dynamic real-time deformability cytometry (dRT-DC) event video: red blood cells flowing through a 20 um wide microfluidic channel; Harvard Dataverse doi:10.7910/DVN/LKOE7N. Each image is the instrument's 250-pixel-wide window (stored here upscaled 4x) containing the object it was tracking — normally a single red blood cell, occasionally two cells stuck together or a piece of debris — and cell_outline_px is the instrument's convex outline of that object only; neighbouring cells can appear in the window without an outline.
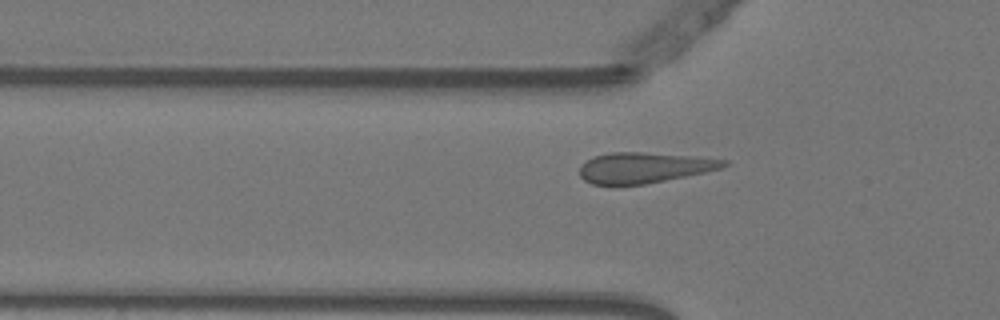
{"species": "Egyptian fruit bat (a non-hibernating species)", "species_latin": "Rousettus aegyptiacus", "temperature_condition": "warm", "stored_images_in_passage": 30, "camera_frame_rate_fps": 3000, "um_per_image_px": 0.085, "animal": {"sex": "female"}, "frame": {"image": 1, "passage_image": 17, "time_ms": 5.333, "image_size_px": [1000, 320], "cell_outline_px": [[728, 164], [724, 168], [644, 184], [616, 188], [592, 184], [584, 180], [580, 176], [580, 164], [592, 156], [612, 152], [640, 152], [688, 156], [728, 160]], "centroid_in_image_um": [54.64, 14.28], "position_along_channel_um": 71.2, "area_um2": 26.13}}
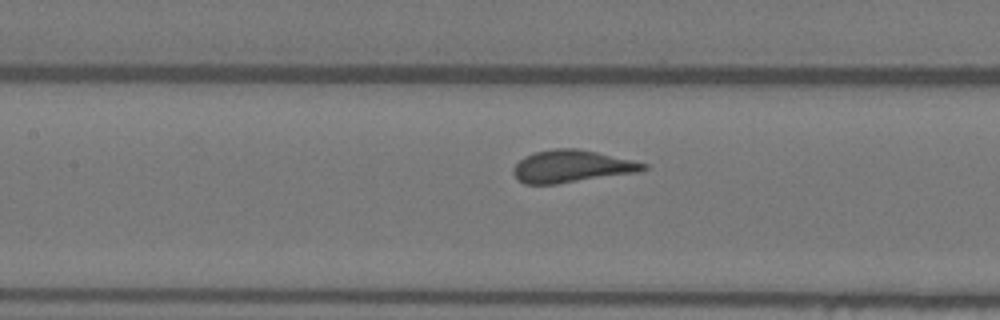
{"frame": {"image": 2, "passage_image": 24, "time_ms": 7.667, "image_size_px": [1000, 320], "cell_outline_px": [[648, 168], [636, 172], [556, 184], [524, 184], [512, 172], [512, 168], [524, 156], [536, 152], [556, 148], [580, 148], [648, 164]], "centroid_in_image_um": [48.57, 14.13], "position_along_channel_um": 158.8, "area_um2": 24.22}}
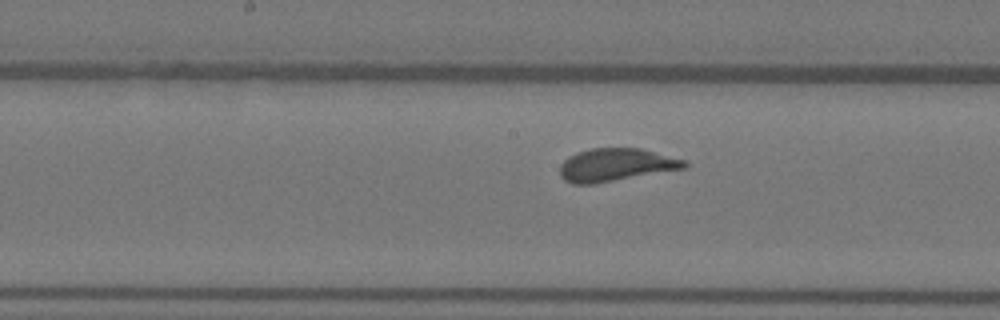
{"frame": {"image": 3, "passage_image": 27, "time_ms": 8.667, "image_size_px": [1000, 320], "cell_outline_px": [[688, 168], [592, 184], [572, 184], [564, 180], [560, 176], [560, 164], [568, 156], [576, 152], [592, 148], [640, 148], [684, 160], [688, 164]], "centroid_in_image_um": [52.32, 14.02], "position_along_channel_um": 195.9, "area_um2": 23.87}}